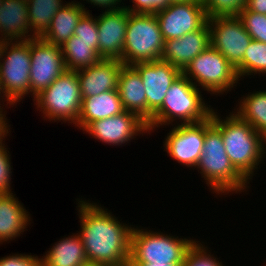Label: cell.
<instances>
[{
	"instance_id": "1",
	"label": "cell",
	"mask_w": 266,
	"mask_h": 266,
	"mask_svg": "<svg viewBox=\"0 0 266 266\" xmlns=\"http://www.w3.org/2000/svg\"><path fill=\"white\" fill-rule=\"evenodd\" d=\"M80 231L87 261L113 265L130 260L133 225H127L103 206L78 199Z\"/></svg>"
},
{
	"instance_id": "2",
	"label": "cell",
	"mask_w": 266,
	"mask_h": 266,
	"mask_svg": "<svg viewBox=\"0 0 266 266\" xmlns=\"http://www.w3.org/2000/svg\"><path fill=\"white\" fill-rule=\"evenodd\" d=\"M215 111H212V123L221 131L225 151L231 163L251 181L258 165L265 158V139L233 111L225 119Z\"/></svg>"
},
{
	"instance_id": "3",
	"label": "cell",
	"mask_w": 266,
	"mask_h": 266,
	"mask_svg": "<svg viewBox=\"0 0 266 266\" xmlns=\"http://www.w3.org/2000/svg\"><path fill=\"white\" fill-rule=\"evenodd\" d=\"M196 168L208 189L217 195L240 194L249 188L250 182L233 166L225 151L221 131L212 123V113L205 120L204 145Z\"/></svg>"
},
{
	"instance_id": "4",
	"label": "cell",
	"mask_w": 266,
	"mask_h": 266,
	"mask_svg": "<svg viewBox=\"0 0 266 266\" xmlns=\"http://www.w3.org/2000/svg\"><path fill=\"white\" fill-rule=\"evenodd\" d=\"M201 93L200 88L181 74L166 92L162 106L147 123L149 133L156 127L170 124L173 126L175 124L172 123L176 120L179 124H187L208 119L213 107L205 103Z\"/></svg>"
},
{
	"instance_id": "5",
	"label": "cell",
	"mask_w": 266,
	"mask_h": 266,
	"mask_svg": "<svg viewBox=\"0 0 266 266\" xmlns=\"http://www.w3.org/2000/svg\"><path fill=\"white\" fill-rule=\"evenodd\" d=\"M37 111L51 122L63 121L77 124L82 97L77 71L66 70L33 99ZM69 121V122H68Z\"/></svg>"
},
{
	"instance_id": "6",
	"label": "cell",
	"mask_w": 266,
	"mask_h": 266,
	"mask_svg": "<svg viewBox=\"0 0 266 266\" xmlns=\"http://www.w3.org/2000/svg\"><path fill=\"white\" fill-rule=\"evenodd\" d=\"M164 40L155 14L128 11L123 47L124 65L161 60Z\"/></svg>"
},
{
	"instance_id": "7",
	"label": "cell",
	"mask_w": 266,
	"mask_h": 266,
	"mask_svg": "<svg viewBox=\"0 0 266 266\" xmlns=\"http://www.w3.org/2000/svg\"><path fill=\"white\" fill-rule=\"evenodd\" d=\"M195 240L179 238L163 232L133 227L131 233V263H183L188 248Z\"/></svg>"
},
{
	"instance_id": "8",
	"label": "cell",
	"mask_w": 266,
	"mask_h": 266,
	"mask_svg": "<svg viewBox=\"0 0 266 266\" xmlns=\"http://www.w3.org/2000/svg\"><path fill=\"white\" fill-rule=\"evenodd\" d=\"M182 74L196 87H202L211 95H223L224 92L231 91L241 80L236 69L211 46L195 57L182 71Z\"/></svg>"
},
{
	"instance_id": "9",
	"label": "cell",
	"mask_w": 266,
	"mask_h": 266,
	"mask_svg": "<svg viewBox=\"0 0 266 266\" xmlns=\"http://www.w3.org/2000/svg\"><path fill=\"white\" fill-rule=\"evenodd\" d=\"M30 40L8 41L0 62V84L9 107H14L30 89Z\"/></svg>"
},
{
	"instance_id": "10",
	"label": "cell",
	"mask_w": 266,
	"mask_h": 266,
	"mask_svg": "<svg viewBox=\"0 0 266 266\" xmlns=\"http://www.w3.org/2000/svg\"><path fill=\"white\" fill-rule=\"evenodd\" d=\"M210 46L218 50L242 79V60L252 40L237 16L208 18Z\"/></svg>"
},
{
	"instance_id": "11",
	"label": "cell",
	"mask_w": 266,
	"mask_h": 266,
	"mask_svg": "<svg viewBox=\"0 0 266 266\" xmlns=\"http://www.w3.org/2000/svg\"><path fill=\"white\" fill-rule=\"evenodd\" d=\"M163 40L176 39L201 29L208 21L204 2H171L156 14Z\"/></svg>"
},
{
	"instance_id": "12",
	"label": "cell",
	"mask_w": 266,
	"mask_h": 266,
	"mask_svg": "<svg viewBox=\"0 0 266 266\" xmlns=\"http://www.w3.org/2000/svg\"><path fill=\"white\" fill-rule=\"evenodd\" d=\"M30 53V89L34 99L67 69L61 46L49 44L41 38H33L30 39Z\"/></svg>"
},
{
	"instance_id": "13",
	"label": "cell",
	"mask_w": 266,
	"mask_h": 266,
	"mask_svg": "<svg viewBox=\"0 0 266 266\" xmlns=\"http://www.w3.org/2000/svg\"><path fill=\"white\" fill-rule=\"evenodd\" d=\"M175 123L177 125L173 126L163 142L164 151L181 165L195 169L202 155L205 120L198 123Z\"/></svg>"
},
{
	"instance_id": "14",
	"label": "cell",
	"mask_w": 266,
	"mask_h": 266,
	"mask_svg": "<svg viewBox=\"0 0 266 266\" xmlns=\"http://www.w3.org/2000/svg\"><path fill=\"white\" fill-rule=\"evenodd\" d=\"M86 134L111 146L127 145L135 136L148 132L147 123L137 114L124 111L121 114L91 122L84 130Z\"/></svg>"
},
{
	"instance_id": "15",
	"label": "cell",
	"mask_w": 266,
	"mask_h": 266,
	"mask_svg": "<svg viewBox=\"0 0 266 266\" xmlns=\"http://www.w3.org/2000/svg\"><path fill=\"white\" fill-rule=\"evenodd\" d=\"M140 75L146 91L147 123L162 106L166 92L182 71L162 60L137 63L132 66Z\"/></svg>"
},
{
	"instance_id": "16",
	"label": "cell",
	"mask_w": 266,
	"mask_h": 266,
	"mask_svg": "<svg viewBox=\"0 0 266 266\" xmlns=\"http://www.w3.org/2000/svg\"><path fill=\"white\" fill-rule=\"evenodd\" d=\"M98 54L105 59L123 62V47L128 23V10L124 7L102 12L97 18Z\"/></svg>"
},
{
	"instance_id": "17",
	"label": "cell",
	"mask_w": 266,
	"mask_h": 266,
	"mask_svg": "<svg viewBox=\"0 0 266 266\" xmlns=\"http://www.w3.org/2000/svg\"><path fill=\"white\" fill-rule=\"evenodd\" d=\"M209 46V26L206 23L201 29L183 37L165 40L161 60L183 71L195 57Z\"/></svg>"
},
{
	"instance_id": "18",
	"label": "cell",
	"mask_w": 266,
	"mask_h": 266,
	"mask_svg": "<svg viewBox=\"0 0 266 266\" xmlns=\"http://www.w3.org/2000/svg\"><path fill=\"white\" fill-rule=\"evenodd\" d=\"M124 63L120 59L102 58L95 65L77 71L81 97L117 90L118 76Z\"/></svg>"
},
{
	"instance_id": "19",
	"label": "cell",
	"mask_w": 266,
	"mask_h": 266,
	"mask_svg": "<svg viewBox=\"0 0 266 266\" xmlns=\"http://www.w3.org/2000/svg\"><path fill=\"white\" fill-rule=\"evenodd\" d=\"M1 7L0 37L5 38L8 41L30 40L37 38L30 31L26 1L2 0Z\"/></svg>"
},
{
	"instance_id": "20",
	"label": "cell",
	"mask_w": 266,
	"mask_h": 266,
	"mask_svg": "<svg viewBox=\"0 0 266 266\" xmlns=\"http://www.w3.org/2000/svg\"><path fill=\"white\" fill-rule=\"evenodd\" d=\"M117 90L125 111L137 114L147 123L146 91L139 73L123 65L118 76Z\"/></svg>"
},
{
	"instance_id": "21",
	"label": "cell",
	"mask_w": 266,
	"mask_h": 266,
	"mask_svg": "<svg viewBox=\"0 0 266 266\" xmlns=\"http://www.w3.org/2000/svg\"><path fill=\"white\" fill-rule=\"evenodd\" d=\"M15 195L12 192L0 194V244L15 240L32 221Z\"/></svg>"
},
{
	"instance_id": "22",
	"label": "cell",
	"mask_w": 266,
	"mask_h": 266,
	"mask_svg": "<svg viewBox=\"0 0 266 266\" xmlns=\"http://www.w3.org/2000/svg\"><path fill=\"white\" fill-rule=\"evenodd\" d=\"M124 111L118 90H108L82 98L79 119L74 126L84 130L93 121L106 119Z\"/></svg>"
},
{
	"instance_id": "23",
	"label": "cell",
	"mask_w": 266,
	"mask_h": 266,
	"mask_svg": "<svg viewBox=\"0 0 266 266\" xmlns=\"http://www.w3.org/2000/svg\"><path fill=\"white\" fill-rule=\"evenodd\" d=\"M75 2H66V5L58 9L41 39L49 44L62 46L74 35L81 17L90 11L81 2Z\"/></svg>"
},
{
	"instance_id": "24",
	"label": "cell",
	"mask_w": 266,
	"mask_h": 266,
	"mask_svg": "<svg viewBox=\"0 0 266 266\" xmlns=\"http://www.w3.org/2000/svg\"><path fill=\"white\" fill-rule=\"evenodd\" d=\"M45 254L41 257V266H81L87 262L85 248L78 233L60 239Z\"/></svg>"
},
{
	"instance_id": "25",
	"label": "cell",
	"mask_w": 266,
	"mask_h": 266,
	"mask_svg": "<svg viewBox=\"0 0 266 266\" xmlns=\"http://www.w3.org/2000/svg\"><path fill=\"white\" fill-rule=\"evenodd\" d=\"M249 93L241 97L233 112L266 139V90Z\"/></svg>"
},
{
	"instance_id": "26",
	"label": "cell",
	"mask_w": 266,
	"mask_h": 266,
	"mask_svg": "<svg viewBox=\"0 0 266 266\" xmlns=\"http://www.w3.org/2000/svg\"><path fill=\"white\" fill-rule=\"evenodd\" d=\"M61 50L67 70L78 71L102 59L93 48V42L74 41V35L61 46Z\"/></svg>"
},
{
	"instance_id": "27",
	"label": "cell",
	"mask_w": 266,
	"mask_h": 266,
	"mask_svg": "<svg viewBox=\"0 0 266 266\" xmlns=\"http://www.w3.org/2000/svg\"><path fill=\"white\" fill-rule=\"evenodd\" d=\"M66 3L63 0H30L27 2L30 31L40 38L49 28L58 9Z\"/></svg>"
},
{
	"instance_id": "28",
	"label": "cell",
	"mask_w": 266,
	"mask_h": 266,
	"mask_svg": "<svg viewBox=\"0 0 266 266\" xmlns=\"http://www.w3.org/2000/svg\"><path fill=\"white\" fill-rule=\"evenodd\" d=\"M261 73L266 74V43L251 40L242 60V79Z\"/></svg>"
},
{
	"instance_id": "29",
	"label": "cell",
	"mask_w": 266,
	"mask_h": 266,
	"mask_svg": "<svg viewBox=\"0 0 266 266\" xmlns=\"http://www.w3.org/2000/svg\"><path fill=\"white\" fill-rule=\"evenodd\" d=\"M252 40L266 43V15L244 7L237 15Z\"/></svg>"
},
{
	"instance_id": "30",
	"label": "cell",
	"mask_w": 266,
	"mask_h": 266,
	"mask_svg": "<svg viewBox=\"0 0 266 266\" xmlns=\"http://www.w3.org/2000/svg\"><path fill=\"white\" fill-rule=\"evenodd\" d=\"M200 241H195L188 248L182 266H225Z\"/></svg>"
},
{
	"instance_id": "31",
	"label": "cell",
	"mask_w": 266,
	"mask_h": 266,
	"mask_svg": "<svg viewBox=\"0 0 266 266\" xmlns=\"http://www.w3.org/2000/svg\"><path fill=\"white\" fill-rule=\"evenodd\" d=\"M247 0H206L204 8L208 18L237 16Z\"/></svg>"
},
{
	"instance_id": "32",
	"label": "cell",
	"mask_w": 266,
	"mask_h": 266,
	"mask_svg": "<svg viewBox=\"0 0 266 266\" xmlns=\"http://www.w3.org/2000/svg\"><path fill=\"white\" fill-rule=\"evenodd\" d=\"M98 39L96 16L86 12L74 30V41L93 42V48L98 52Z\"/></svg>"
},
{
	"instance_id": "33",
	"label": "cell",
	"mask_w": 266,
	"mask_h": 266,
	"mask_svg": "<svg viewBox=\"0 0 266 266\" xmlns=\"http://www.w3.org/2000/svg\"><path fill=\"white\" fill-rule=\"evenodd\" d=\"M5 141L0 143V194L11 193L12 165ZM8 152V153H7Z\"/></svg>"
},
{
	"instance_id": "34",
	"label": "cell",
	"mask_w": 266,
	"mask_h": 266,
	"mask_svg": "<svg viewBox=\"0 0 266 266\" xmlns=\"http://www.w3.org/2000/svg\"><path fill=\"white\" fill-rule=\"evenodd\" d=\"M133 6H123L129 12L156 14L159 10L165 9L171 2L169 0H132Z\"/></svg>"
},
{
	"instance_id": "35",
	"label": "cell",
	"mask_w": 266,
	"mask_h": 266,
	"mask_svg": "<svg viewBox=\"0 0 266 266\" xmlns=\"http://www.w3.org/2000/svg\"><path fill=\"white\" fill-rule=\"evenodd\" d=\"M0 266H41V258L37 255L13 254L0 258Z\"/></svg>"
},
{
	"instance_id": "36",
	"label": "cell",
	"mask_w": 266,
	"mask_h": 266,
	"mask_svg": "<svg viewBox=\"0 0 266 266\" xmlns=\"http://www.w3.org/2000/svg\"><path fill=\"white\" fill-rule=\"evenodd\" d=\"M87 3L102 8L105 11L107 10H116L120 9L123 6L120 5L122 0H86Z\"/></svg>"
},
{
	"instance_id": "37",
	"label": "cell",
	"mask_w": 266,
	"mask_h": 266,
	"mask_svg": "<svg viewBox=\"0 0 266 266\" xmlns=\"http://www.w3.org/2000/svg\"><path fill=\"white\" fill-rule=\"evenodd\" d=\"M245 7L255 13L266 15V0H247Z\"/></svg>"
},
{
	"instance_id": "38",
	"label": "cell",
	"mask_w": 266,
	"mask_h": 266,
	"mask_svg": "<svg viewBox=\"0 0 266 266\" xmlns=\"http://www.w3.org/2000/svg\"><path fill=\"white\" fill-rule=\"evenodd\" d=\"M4 107H1L0 105V143L3 142L6 136H8L9 130H10V125L8 124L6 113L3 110ZM4 111V113H3Z\"/></svg>"
},
{
	"instance_id": "39",
	"label": "cell",
	"mask_w": 266,
	"mask_h": 266,
	"mask_svg": "<svg viewBox=\"0 0 266 266\" xmlns=\"http://www.w3.org/2000/svg\"><path fill=\"white\" fill-rule=\"evenodd\" d=\"M134 266H182L183 263H132Z\"/></svg>"
},
{
	"instance_id": "40",
	"label": "cell",
	"mask_w": 266,
	"mask_h": 266,
	"mask_svg": "<svg viewBox=\"0 0 266 266\" xmlns=\"http://www.w3.org/2000/svg\"><path fill=\"white\" fill-rule=\"evenodd\" d=\"M7 43V39L0 37V62L2 60L3 52Z\"/></svg>"
},
{
	"instance_id": "41",
	"label": "cell",
	"mask_w": 266,
	"mask_h": 266,
	"mask_svg": "<svg viewBox=\"0 0 266 266\" xmlns=\"http://www.w3.org/2000/svg\"><path fill=\"white\" fill-rule=\"evenodd\" d=\"M105 266H134L130 260L122 262L120 264H113V265H105Z\"/></svg>"
},
{
	"instance_id": "42",
	"label": "cell",
	"mask_w": 266,
	"mask_h": 266,
	"mask_svg": "<svg viewBox=\"0 0 266 266\" xmlns=\"http://www.w3.org/2000/svg\"><path fill=\"white\" fill-rule=\"evenodd\" d=\"M81 266H105V265L87 261L86 263L82 264Z\"/></svg>"
},
{
	"instance_id": "43",
	"label": "cell",
	"mask_w": 266,
	"mask_h": 266,
	"mask_svg": "<svg viewBox=\"0 0 266 266\" xmlns=\"http://www.w3.org/2000/svg\"><path fill=\"white\" fill-rule=\"evenodd\" d=\"M3 95V92H2V89H1V84H0V100H2L3 101V99H4V101L3 102H5V101H7L5 98H4V96H2ZM2 97V98H1ZM0 105H3V104H1V102H0Z\"/></svg>"
},
{
	"instance_id": "44",
	"label": "cell",
	"mask_w": 266,
	"mask_h": 266,
	"mask_svg": "<svg viewBox=\"0 0 266 266\" xmlns=\"http://www.w3.org/2000/svg\"><path fill=\"white\" fill-rule=\"evenodd\" d=\"M170 2H188V1H194V0H169Z\"/></svg>"
}]
</instances>
